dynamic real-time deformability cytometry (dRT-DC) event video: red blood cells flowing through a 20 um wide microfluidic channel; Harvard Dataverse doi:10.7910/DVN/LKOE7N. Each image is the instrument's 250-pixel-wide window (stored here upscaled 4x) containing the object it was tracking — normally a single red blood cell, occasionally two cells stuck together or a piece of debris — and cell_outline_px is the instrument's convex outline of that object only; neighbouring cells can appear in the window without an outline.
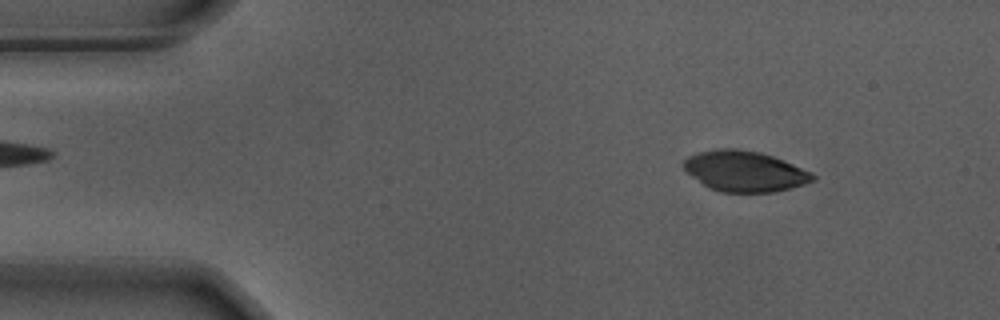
{"species": "Egyptian fruit bat (a non-hibernating species)", "species_latin": "Rousettus aegyptiacus", "temperature_condition": "warm", "stored_images_in_passage": 17, "camera_frame_rate_fps": 3000, "um_per_image_px": 0.085, "animal": {"sex": "male"}, "frame": {"image": 1, "passage_image": 6, "time_ms": 1.667, "image_size_px": [1000, 320], "cell_outline_px": [[816, 180], [804, 184], [772, 192], [720, 192], [708, 188], [692, 176], [684, 168], [684, 160], [688, 156], [700, 152], [720, 148], [736, 148], [760, 152], [784, 160], [812, 172], [816, 176]], "centroid_in_image_um": [63.31, 14.55], "position_along_channel_um": 21.7, "area_um2": 30.46}}
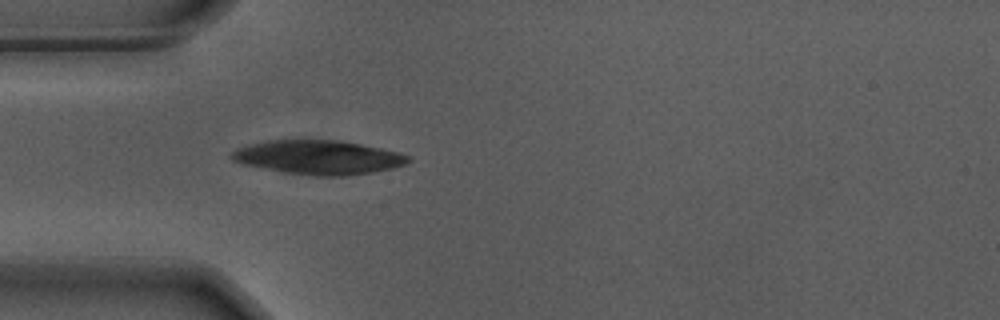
{"frame": {"image": 2, "passage_image": 15, "time_ms": 4.667, "image_size_px": [1000, 320], "cell_outline_px": [[412, 160], [404, 164], [392, 168], [372, 172], [348, 176], [312, 176], [284, 172], [244, 164], [232, 160], [228, 156], [232, 152], [240, 148], [252, 144], [272, 140], [340, 140], [400, 152], [412, 156]], "centroid_in_image_um": [27.12, 13.38], "position_along_channel_um": 57.9, "area_um2": 34.91}}